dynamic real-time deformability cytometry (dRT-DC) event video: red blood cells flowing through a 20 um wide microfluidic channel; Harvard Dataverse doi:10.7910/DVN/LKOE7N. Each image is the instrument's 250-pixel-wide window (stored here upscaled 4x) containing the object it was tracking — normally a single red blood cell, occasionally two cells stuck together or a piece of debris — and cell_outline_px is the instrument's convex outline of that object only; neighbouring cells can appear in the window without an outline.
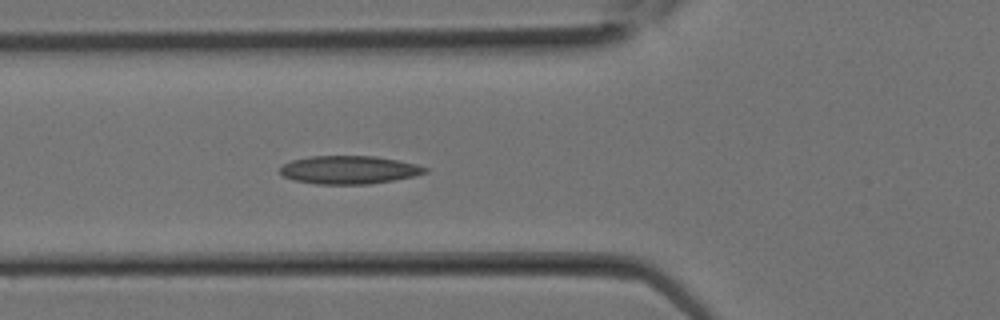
{"species": "Egyptian fruit bat (a non-hibernating species)", "species_latin": "Rousettus aegyptiacus", "temperature_condition": "room temperature", "stored_images_in_passage": 10, "camera_frame_rate_fps": 3000, "um_per_image_px": 0.085, "animal": {"sex": "female"}, "frame": {"image": 1, "passage_image": 10, "time_ms": 3.0, "image_size_px": [1000, 320], "cell_outline_px": [[428, 172], [412, 176], [392, 180], [368, 184], [316, 184], [296, 180], [284, 176], [280, 172], [280, 168], [284, 164], [292, 160], [312, 156], [376, 156], [400, 160], [416, 164], [428, 168]], "centroid_in_image_um": [29.69, 14.43], "position_along_channel_um": 96.1, "area_um2": 23.64}}